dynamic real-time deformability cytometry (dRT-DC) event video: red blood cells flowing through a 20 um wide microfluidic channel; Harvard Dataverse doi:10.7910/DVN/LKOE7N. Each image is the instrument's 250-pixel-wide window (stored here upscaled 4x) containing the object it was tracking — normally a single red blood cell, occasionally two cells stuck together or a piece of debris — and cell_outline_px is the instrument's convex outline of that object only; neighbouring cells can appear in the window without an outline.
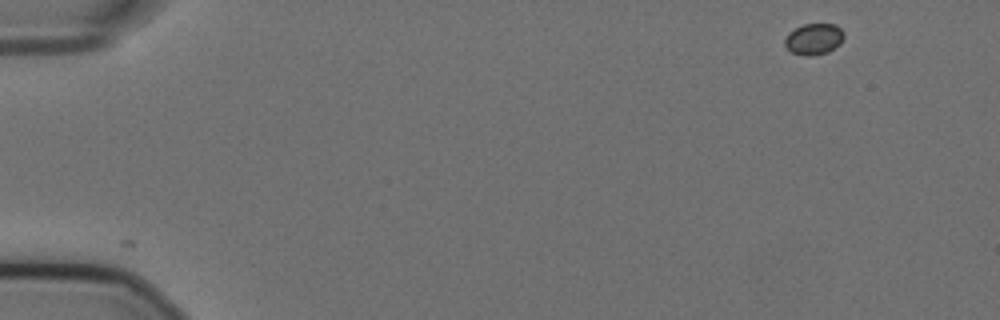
{"species": "Egyptian fruit bat (a non-hibernating species)", "species_latin": "Rousettus aegyptiacus", "temperature_condition": "cold", "stored_images_in_passage": 2, "camera_frame_rate_fps": 3000, "um_per_image_px": 0.085, "animal": {"sex": "female"}, "frame": {"image": 1, "passage_image": 1, "time_ms": 0.0, "image_size_px": [1000, 320], "cell_outline_px": [[844, 36], [840, 44], [828, 52], [812, 56], [808, 56], [792, 52], [784, 44], [784, 40], [788, 32], [804, 24], [836, 24], [844, 32]], "centroid_in_image_um": [69.19, 3.31], "position_along_channel_um": 15.8, "area_um2": 10.75}}